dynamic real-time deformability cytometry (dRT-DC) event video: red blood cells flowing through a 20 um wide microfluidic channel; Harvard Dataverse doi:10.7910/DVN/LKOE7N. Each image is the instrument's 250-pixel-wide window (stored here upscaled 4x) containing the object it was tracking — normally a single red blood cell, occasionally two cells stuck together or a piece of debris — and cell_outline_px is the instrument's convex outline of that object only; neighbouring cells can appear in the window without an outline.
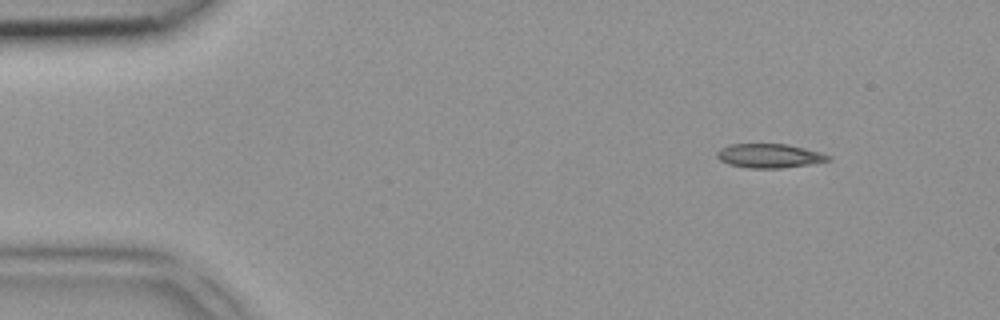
{"species": "common noctule bat (a hibernating species)", "species_latin": "Nyctalus noctula", "temperature_condition": "room temperature", "stored_images_in_passage": 3, "segment_of_instrument_passage": [1, 2], "camera_frame_rate_fps": 3000, "um_per_image_px": 0.085, "animal": {"sex": "female", "body_mass_g": 18.4}, "frame": {"image": 1, "passage_image": 1, "time_ms": 0.0, "image_size_px": [1000, 320], "cell_outline_px": [[832, 160], [808, 164], [780, 168], [748, 168], [728, 164], [720, 160], [716, 156], [716, 152], [720, 148], [732, 144], [788, 144], [820, 152], [832, 156]], "centroid_in_image_um": [65.39, 13.24], "position_along_channel_um": 19.6, "area_um2": 15.61}}